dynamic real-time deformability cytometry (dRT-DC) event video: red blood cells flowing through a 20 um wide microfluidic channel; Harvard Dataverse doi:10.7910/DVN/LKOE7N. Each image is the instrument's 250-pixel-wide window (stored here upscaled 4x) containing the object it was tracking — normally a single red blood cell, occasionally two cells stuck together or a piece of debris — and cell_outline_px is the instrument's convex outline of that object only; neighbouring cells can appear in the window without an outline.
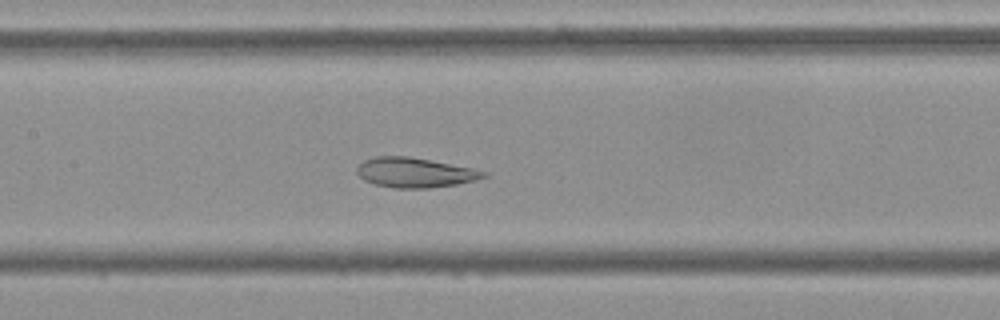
{"species": "Egyptian fruit bat (a non-hibernating species)", "species_latin": "Rousettus aegyptiacus", "temperature_condition": "cold", "stored_images_in_passage": 54, "camera_frame_rate_fps": 3000, "um_per_image_px": 0.085, "frame": {"image": 1, "passage_image": 25, "time_ms": 8.0, "image_size_px": [1000, 320], "cell_outline_px": [[488, 176], [476, 180], [456, 184], [428, 188], [392, 188], [376, 184], [364, 180], [356, 172], [356, 168], [364, 160], [376, 156], [408, 156], [472, 168], [488, 172]], "centroid_in_image_um": [35.26, 14.67], "position_along_channel_um": 172.1, "area_um2": 21.91}}
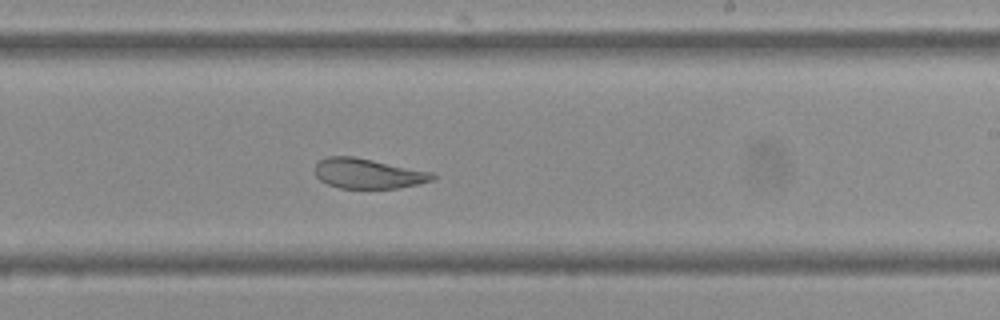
{"frame": {"image": 2, "passage_image": 32, "time_ms": 10.333, "image_size_px": [1000, 320], "cell_outline_px": [[436, 176], [432, 180], [416, 184], [396, 188], [340, 188], [328, 184], [320, 180], [316, 176], [316, 164], [320, 160], [328, 156], [352, 156], [436, 172]], "centroid_in_image_um": [31.31, 14.74], "position_along_channel_um": 257.7, "area_um2": 20.52}}
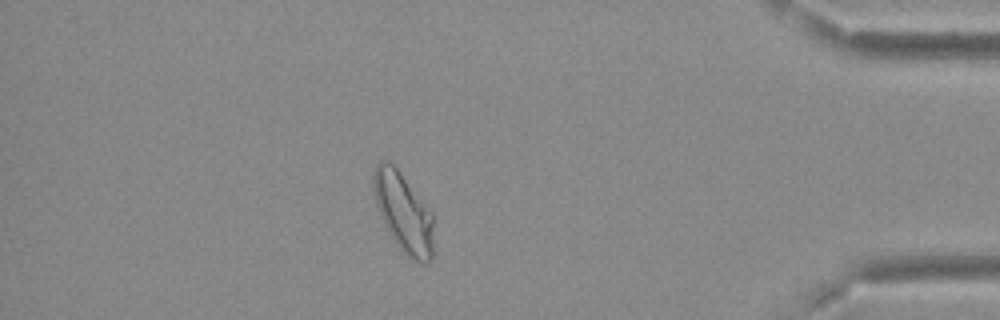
{"frame": {"image": 3, "passage_image": 47, "time_ms": 15.333, "image_size_px": [1000, 320], "cell_outline_px": [[432, 260], [428, 264], [424, 264], [412, 260], [404, 256], [396, 244], [384, 224], [376, 204], [372, 184], [372, 176], [376, 164], [380, 160], [388, 160], [396, 168], [432, 212]], "centroid_in_image_um": [34.27, 18.1], "position_along_channel_um": 400.9, "area_um2": 27.8}, "authors_computed_cell_mechanics": {"area_um2": 26.7614, "velocity_mm_per_s": 3.6882, "shape_relaxation_time_tau1_ms": null, "shape_relaxation_time_tau2_ms": 1.6685, "deformation_change_tau1": null, "deformation_change_tau2": 0.075}}